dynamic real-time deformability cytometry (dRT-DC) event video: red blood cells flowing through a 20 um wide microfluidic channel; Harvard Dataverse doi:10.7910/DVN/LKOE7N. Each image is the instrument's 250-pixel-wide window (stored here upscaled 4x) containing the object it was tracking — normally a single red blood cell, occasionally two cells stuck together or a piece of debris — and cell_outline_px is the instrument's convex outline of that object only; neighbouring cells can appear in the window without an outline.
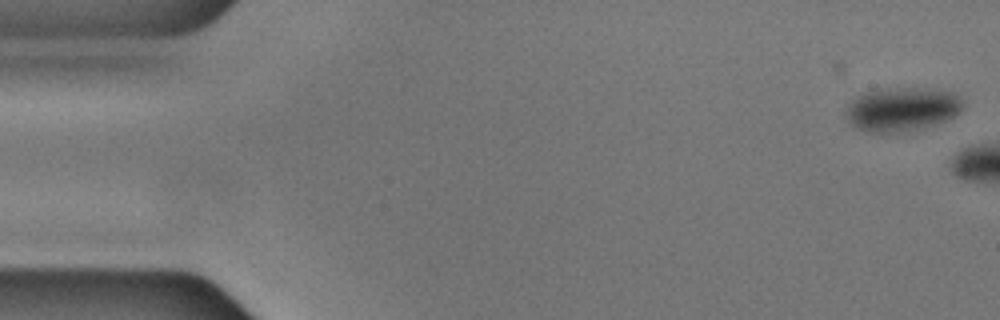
{"species": "common noctule bat (a hibernating species)", "species_latin": "Nyctalus noctula", "temperature_condition": "cold", "stored_images_in_passage": 5, "camera_frame_rate_fps": 3000, "um_per_image_px": 0.085, "animal": {"sex": "male", "body_mass_g": 17.9, "forearm_length_mm": 54.2}, "frame": {"image": 1, "passage_image": 1, "time_ms": 0.0, "image_size_px": [1000, 320], "cell_outline_px": [[964, 104], [960, 112], [936, 124], [920, 128], [896, 132], [868, 132], [856, 128], [844, 116], [848, 104], [856, 96], [880, 88], [936, 88], [952, 92], [960, 96], [964, 100]], "centroid_in_image_um": [76.67, 9.26], "position_along_channel_um": 8.3, "area_um2": 30.06}}